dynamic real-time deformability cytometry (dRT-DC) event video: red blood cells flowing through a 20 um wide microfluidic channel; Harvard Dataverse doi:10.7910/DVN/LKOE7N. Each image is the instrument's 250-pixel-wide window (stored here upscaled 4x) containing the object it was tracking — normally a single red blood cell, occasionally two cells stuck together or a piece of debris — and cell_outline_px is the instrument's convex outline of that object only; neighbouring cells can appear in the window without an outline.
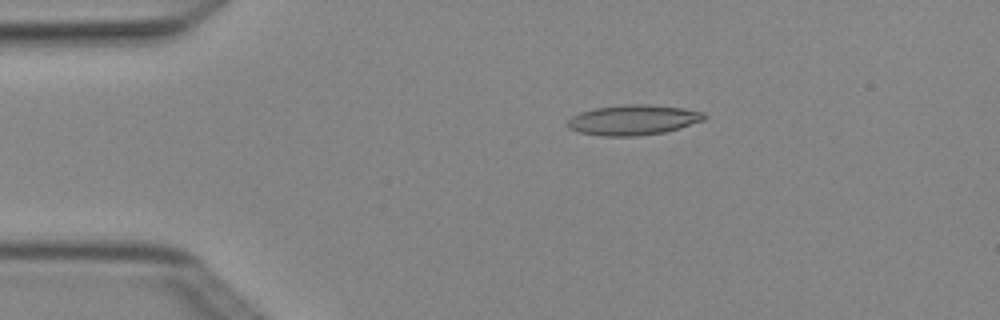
{"species": "Egyptian fruit bat (a non-hibernating species)", "species_latin": "Rousettus aegyptiacus", "temperature_condition": "cold", "stored_images_in_passage": 4, "camera_frame_rate_fps": 3000, "um_per_image_px": 0.085, "animal": {"sex": "female"}, "frame": {"image": 1, "passage_image": 3, "time_ms": 0.667, "image_size_px": [1000, 320], "cell_outline_px": [[708, 116], [704, 120], [680, 128], [664, 132], [636, 136], [600, 136], [580, 132], [568, 128], [568, 120], [572, 116], [580, 112], [596, 108], [628, 104], [652, 104], [684, 108], [704, 112]], "centroid_in_image_um": [53.86, 10.19], "position_along_channel_um": 31.1, "area_um2": 24.1}}